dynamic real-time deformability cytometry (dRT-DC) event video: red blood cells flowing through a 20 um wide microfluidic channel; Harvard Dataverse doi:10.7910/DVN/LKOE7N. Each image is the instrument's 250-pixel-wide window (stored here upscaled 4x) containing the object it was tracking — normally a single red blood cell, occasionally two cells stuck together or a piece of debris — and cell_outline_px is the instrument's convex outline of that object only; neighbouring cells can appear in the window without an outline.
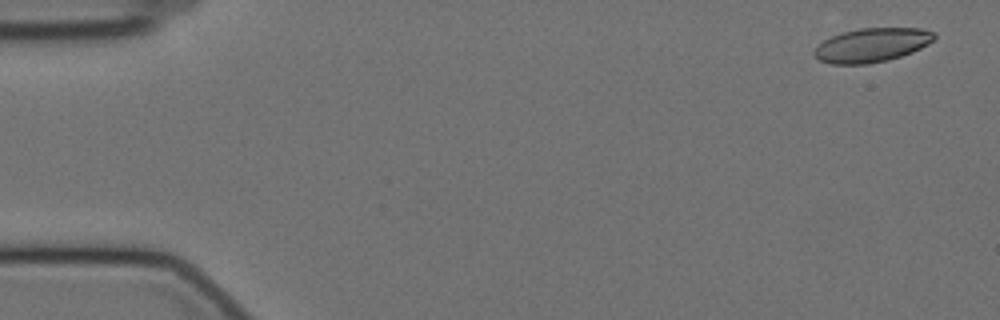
{"species": "Egyptian fruit bat (a non-hibernating species)", "species_latin": "Rousettus aegyptiacus", "temperature_condition": "cold", "stored_images_in_passage": 59, "camera_frame_rate_fps": 3000, "um_per_image_px": 0.085, "animal": {"sex": "female"}, "frame": {"image": 1, "passage_image": 3, "time_ms": 0.667, "image_size_px": [1000, 320], "cell_outline_px": [[936, 36], [928, 44], [912, 52], [888, 60], [868, 64], [832, 64], [820, 60], [812, 56], [812, 52], [824, 40], [832, 36], [844, 32], [860, 28], [920, 28], [936, 32]], "centroid_in_image_um": [74.1, 3.83], "position_along_channel_um": 10.9, "area_um2": 23.7}}
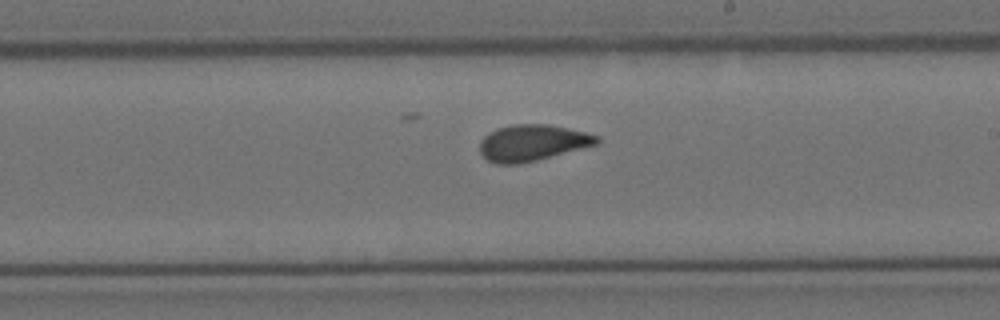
{"frame": {"image": 2, "passage_image": 34, "time_ms": 11.0, "image_size_px": [1000, 320], "cell_outline_px": [[600, 140], [596, 144], [536, 160], [520, 164], [496, 164], [488, 160], [480, 152], [480, 140], [488, 132], [496, 128], [512, 124], [548, 124], [568, 128], [584, 132], [596, 136]], "centroid_in_image_um": [45.18, 12.13], "position_along_channel_um": 243.8, "area_um2": 24.51}}
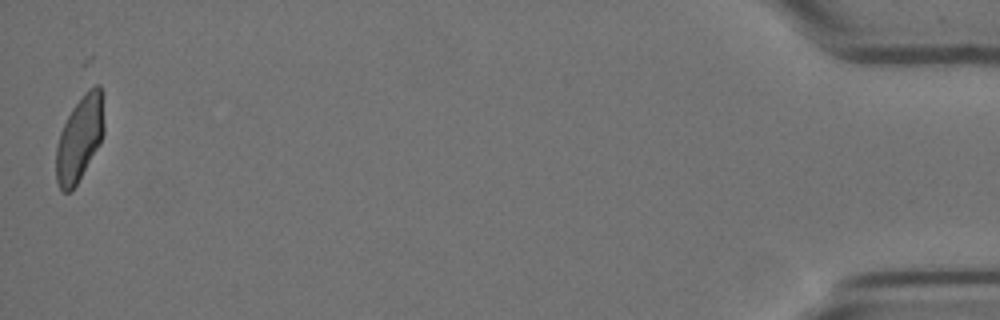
{"frame": {"image": 3, "passage_image": 58, "time_ms": 19.0, "image_size_px": [1000, 320], "cell_outline_px": [[104, 132], [100, 144], [72, 192], [64, 192], [60, 188], [56, 180], [56, 144], [60, 132], [72, 108], [84, 92], [88, 88], [96, 84], [100, 84], [104, 124]], "centroid_in_image_um": [6.76, 11.77], "position_along_channel_um": 428.4, "area_um2": 23.81}, "authors_computed_cell_mechanics": {"area_um2": 24.3916, "velocity_mm_per_s": 3.4756, "shape_relaxation_time_tau1_ms": 6.359, "shape_relaxation_time_tau2_ms": 1.3343, "deformation_change_tau1": 0.1489, "deformation_change_tau2": 0.0543}}